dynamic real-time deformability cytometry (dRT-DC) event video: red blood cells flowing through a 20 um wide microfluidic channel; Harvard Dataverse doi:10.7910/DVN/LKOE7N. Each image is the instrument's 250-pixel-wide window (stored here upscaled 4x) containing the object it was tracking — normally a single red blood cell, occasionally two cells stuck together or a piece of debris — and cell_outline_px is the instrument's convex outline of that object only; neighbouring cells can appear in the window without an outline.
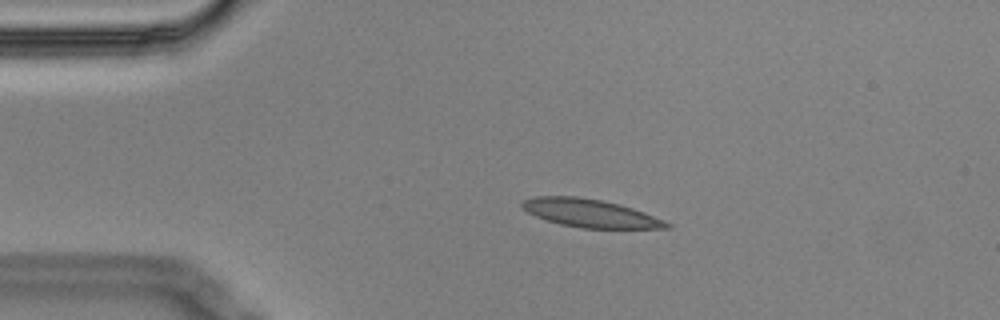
{"species": "Egyptian fruit bat (a non-hibernating species)", "species_latin": "Rousettus aegyptiacus", "temperature_condition": "cold", "stored_images_in_passage": 3, "camera_frame_rate_fps": 3000, "um_per_image_px": 0.085, "animal": {"sex": "male"}, "frame": {"image": 1, "passage_image": 2, "time_ms": 0.333, "image_size_px": [1000, 320], "cell_outline_px": [[672, 228], [580, 228], [560, 224], [536, 216], [528, 212], [520, 204], [524, 200], [536, 196], [576, 196], [600, 200], [620, 204], [644, 212], [664, 220], [672, 224]], "centroid_in_image_um": [50.19, 18.12], "position_along_channel_um": 34.8, "area_um2": 23.47}}